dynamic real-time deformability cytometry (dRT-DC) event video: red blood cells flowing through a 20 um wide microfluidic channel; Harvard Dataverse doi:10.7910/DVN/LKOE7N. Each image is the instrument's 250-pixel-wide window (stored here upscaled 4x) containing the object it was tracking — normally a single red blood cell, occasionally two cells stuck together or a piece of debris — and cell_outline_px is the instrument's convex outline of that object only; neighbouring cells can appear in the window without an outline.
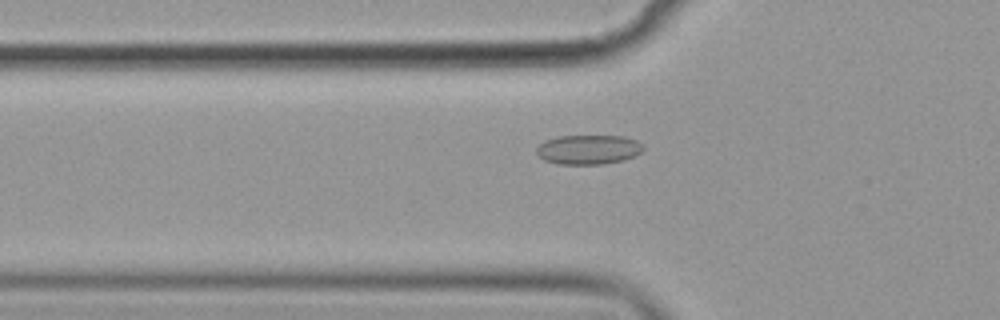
{"species": "common noctule bat (a hibernating species)", "species_latin": "Nyctalus noctula", "temperature_condition": "cold", "stored_images_in_passage": 52, "camera_frame_rate_fps": 3000, "um_per_image_px": 0.085, "animal": {"sex": "female", "body_mass_g": 19.9}, "frame": {"image": 1, "passage_image": 16, "time_ms": 5.0, "image_size_px": [1000, 320], "cell_outline_px": [[644, 148], [640, 152], [624, 160], [604, 164], [556, 164], [544, 160], [536, 152], [536, 148], [544, 140], [556, 136], [624, 136], [636, 140], [644, 144]], "centroid_in_image_um": [50.0, 12.71], "position_along_channel_um": 75.8, "area_um2": 18.44}}
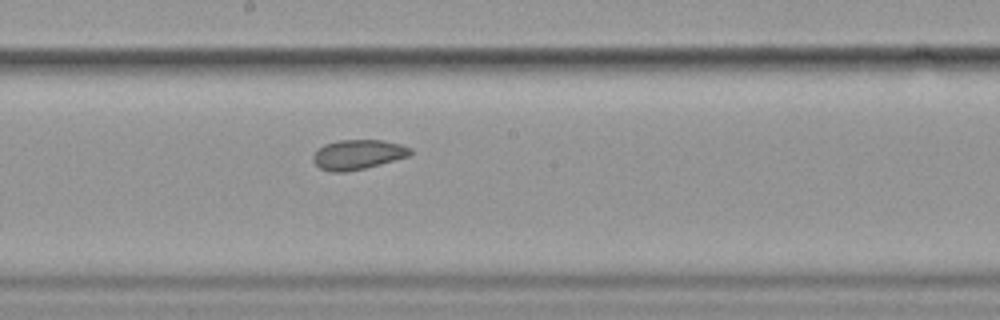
{"frame": {"image": 2, "passage_image": 28, "time_ms": 9.0, "image_size_px": [1000, 320], "cell_outline_px": [[412, 152], [408, 156], [380, 164], [364, 168], [344, 172], [332, 172], [320, 168], [312, 160], [312, 156], [324, 144], [340, 140], [384, 140], [400, 144], [412, 148]], "centroid_in_image_um": [30.42, 13.13], "position_along_channel_um": 217.8, "area_um2": 16.7}}
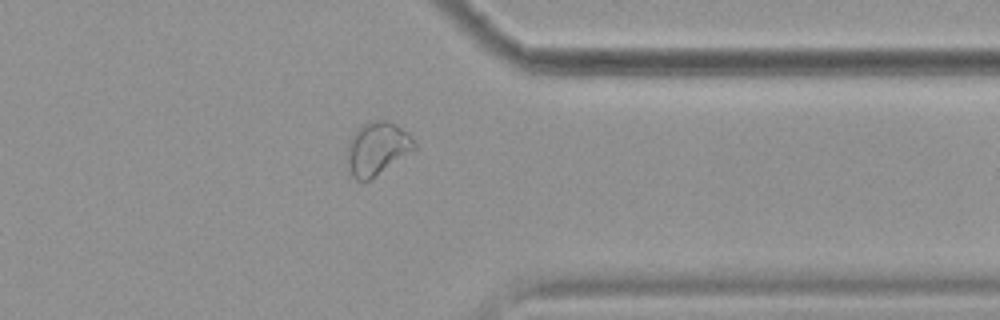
{"frame": {"image": 3, "passage_image": 42, "time_ms": 13.667, "image_size_px": [1000, 320], "cell_outline_px": [[416, 148], [368, 180], [356, 180], [352, 176], [348, 168], [348, 140], [356, 128], [368, 120], [388, 120], [408, 132], [412, 136], [416, 144]], "centroid_in_image_um": [32.04, 12.57], "position_along_channel_um": 379.4, "area_um2": 20.63}}